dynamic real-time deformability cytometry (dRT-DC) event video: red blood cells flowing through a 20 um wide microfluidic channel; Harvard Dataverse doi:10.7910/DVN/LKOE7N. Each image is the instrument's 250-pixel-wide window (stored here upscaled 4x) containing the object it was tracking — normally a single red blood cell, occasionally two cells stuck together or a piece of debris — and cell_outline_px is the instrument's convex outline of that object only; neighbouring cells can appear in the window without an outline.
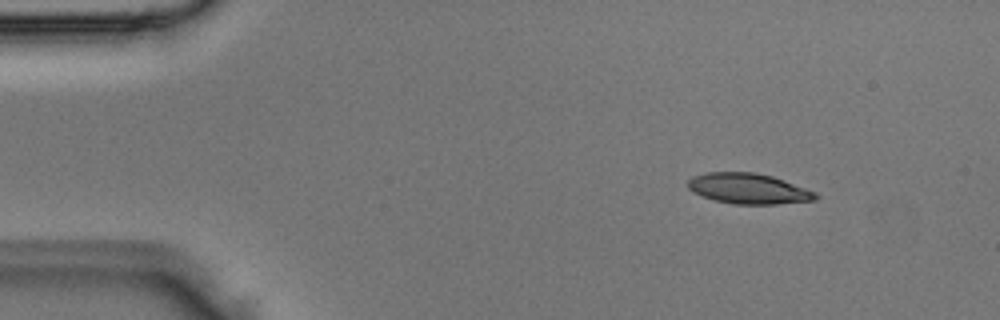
{"species": "Egyptian fruit bat (a non-hibernating species)", "species_latin": "Rousettus aegyptiacus", "temperature_condition": "room temperature", "stored_images_in_passage": 5, "camera_frame_rate_fps": 3000, "um_per_image_px": 0.085, "animal": {"sex": "male"}, "frame": {"image": 1, "passage_image": 2, "time_ms": 0.333, "image_size_px": [1000, 320], "cell_outline_px": [[820, 196], [816, 200], [776, 204], [732, 204], [716, 200], [704, 196], [688, 188], [688, 180], [692, 176], [708, 172], [756, 172], [772, 176], [784, 180], [816, 192]], "centroid_in_image_um": [63.66, 16.03], "position_along_channel_um": 21.3, "area_um2": 22.6}}
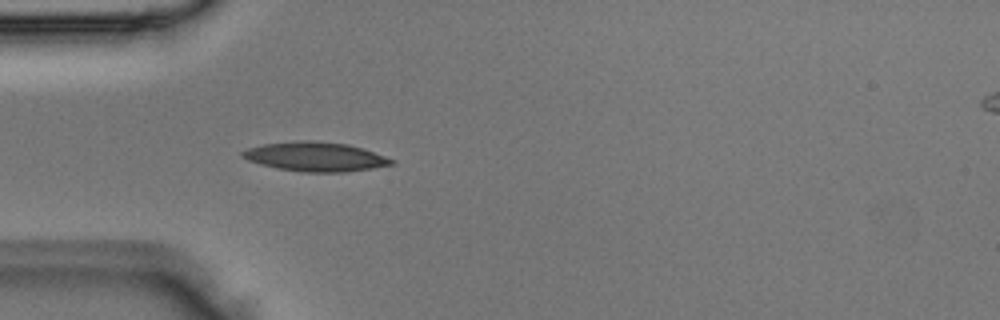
{"frame": {"image": 2, "passage_image": 4, "time_ms": 1.0, "image_size_px": [1000, 320], "cell_outline_px": [[396, 164], [372, 168], [344, 172], [304, 172], [276, 168], [260, 164], [248, 160], [240, 156], [240, 152], [248, 148], [264, 144], [296, 140], [308, 140], [348, 144], [364, 148], [396, 160]], "centroid_in_image_um": [26.82, 13.31], "position_along_channel_um": 58.2, "area_um2": 25.61}}